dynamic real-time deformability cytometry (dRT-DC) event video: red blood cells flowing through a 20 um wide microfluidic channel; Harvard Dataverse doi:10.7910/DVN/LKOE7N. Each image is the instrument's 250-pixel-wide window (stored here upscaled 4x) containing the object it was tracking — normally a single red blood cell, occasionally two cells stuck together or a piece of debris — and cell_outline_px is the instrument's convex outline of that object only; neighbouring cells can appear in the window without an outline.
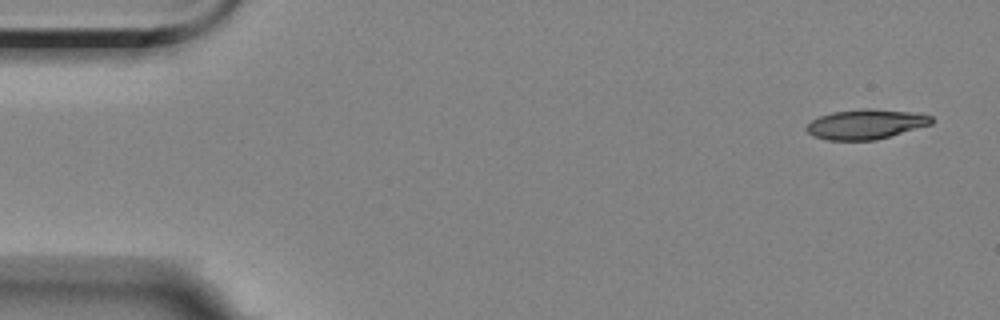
{"species": "Egyptian fruit bat (a non-hibernating species)", "species_latin": "Rousettus aegyptiacus", "temperature_condition": "room temperature", "stored_images_in_passage": 4, "camera_frame_rate_fps": 3000, "um_per_image_px": 0.085, "animal": {"sex": "female"}, "frame": {"image": 1, "passage_image": 1, "time_ms": 0.0, "image_size_px": [1000, 320], "cell_outline_px": [[932, 124], [876, 140], [828, 140], [812, 136], [804, 128], [812, 120], [820, 116], [832, 112], [860, 108], [872, 108], [916, 112], [932, 116]], "centroid_in_image_um": [73.59, 10.54], "position_along_channel_um": 11.4, "area_um2": 21.91}}
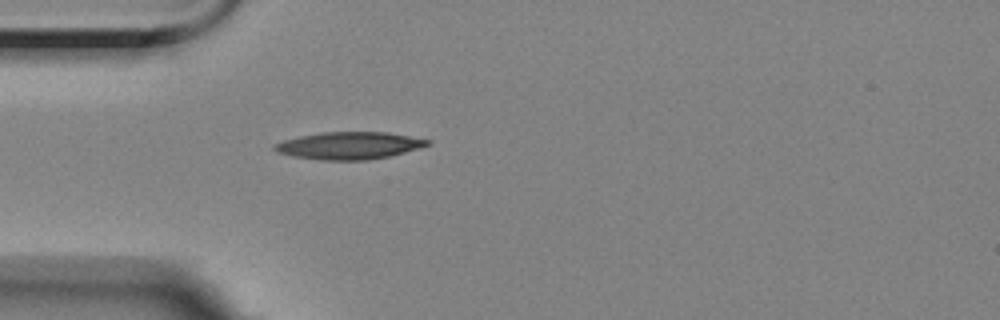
{"frame": {"image": 2, "passage_image": 4, "time_ms": 4.333, "image_size_px": [1000, 320], "cell_outline_px": [[432, 144], [420, 148], [388, 156], [368, 160], [320, 160], [292, 156], [276, 152], [272, 148], [272, 144], [284, 140], [300, 136], [320, 132], [388, 132], [432, 140]], "centroid_in_image_um": [29.67, 12.37], "position_along_channel_um": 55.3, "area_um2": 24.51}}